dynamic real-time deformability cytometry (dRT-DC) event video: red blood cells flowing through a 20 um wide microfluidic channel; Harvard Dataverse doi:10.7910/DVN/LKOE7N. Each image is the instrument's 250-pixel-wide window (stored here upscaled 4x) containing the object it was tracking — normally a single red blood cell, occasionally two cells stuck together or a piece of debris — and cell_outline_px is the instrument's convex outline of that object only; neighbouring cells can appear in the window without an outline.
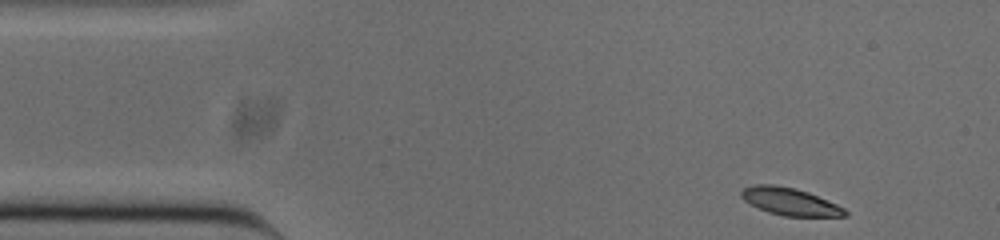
{"species": "common noctule bat (a hibernating species)", "species_latin": "Nyctalus noctula", "temperature_condition": "cold", "stored_images_in_passage": 48, "camera_frame_rate_fps": 3000, "um_per_image_px": 0.085, "animal": {"sex": "male", "body_mass_g": 20.0, "forearm_length_mm": 53.3}, "frame": {"image": 1, "passage_image": 1, "time_ms": 0.0, "image_size_px": [1000, 240], "cell_outline_px": [[848, 216], [784, 216], [768, 212], [744, 200], [740, 196], [740, 192], [744, 188], [756, 184], [776, 184], [796, 188], [808, 192], [836, 204], [844, 208], [848, 212]], "centroid_in_image_um": [67.14, 17.12], "position_along_channel_um": 17.9, "area_um2": 16.47}}
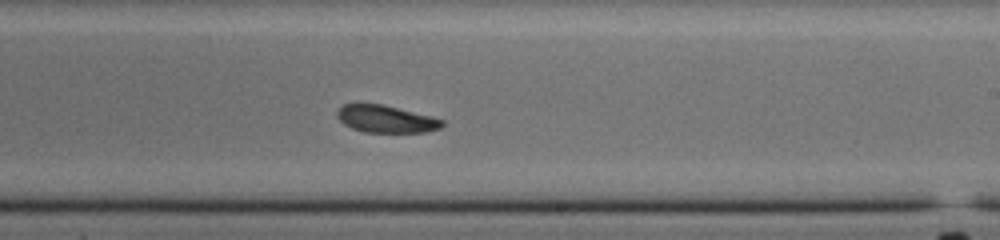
{"frame": {"image": 2, "passage_image": 26, "time_ms": 8.333, "image_size_px": [1000, 240], "cell_outline_px": [[444, 124], [440, 128], [424, 132], [364, 132], [352, 128], [344, 124], [336, 116], [336, 112], [344, 104], [380, 104], [432, 116], [444, 120]], "centroid_in_image_um": [32.81, 10.12], "position_along_channel_um": 256.2, "area_um2": 16.53}}
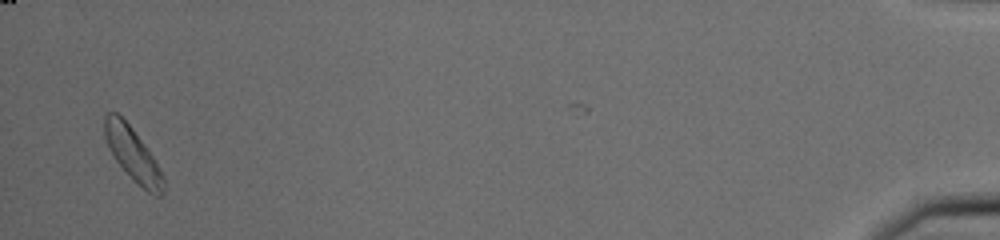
{"frame": {"image": 3, "passage_image": 47, "time_ms": 15.333, "image_size_px": [1000, 240], "cell_outline_px": [[164, 188], [160, 196], [156, 196], [148, 192], [116, 160], [104, 136], [104, 116], [108, 112], [116, 112], [132, 128], [152, 156], [164, 176]], "centroid_in_image_um": [11.29, 13.08], "position_along_channel_um": 423.9, "area_um2": 17.4}, "authors_computed_cell_mechanics": {"area_um2": 17.5134, "velocity_mm_per_s": 3.7874, "shape_relaxation_time_tau1_ms": 1.7753, "shape_relaxation_time_tau2_ms": 6.379, "deformation_change_tau1": 0.0875, "deformation_change_tau2": 0.1424}}